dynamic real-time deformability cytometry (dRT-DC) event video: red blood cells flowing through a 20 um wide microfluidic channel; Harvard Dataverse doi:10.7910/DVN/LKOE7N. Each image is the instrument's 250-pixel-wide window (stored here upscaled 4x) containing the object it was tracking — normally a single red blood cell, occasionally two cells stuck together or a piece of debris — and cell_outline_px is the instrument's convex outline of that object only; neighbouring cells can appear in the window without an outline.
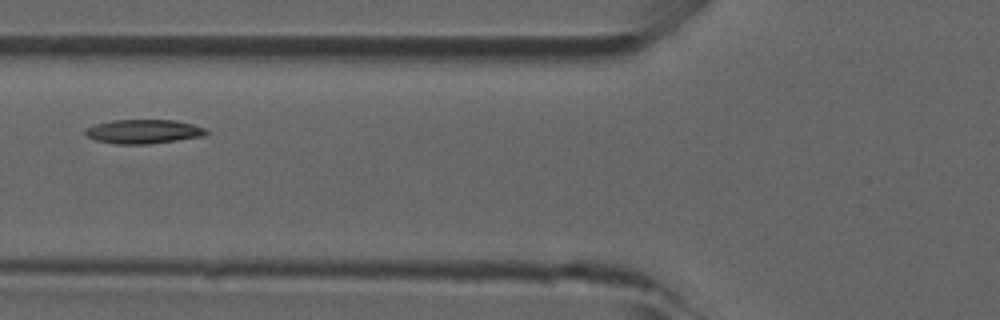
{"species": "common noctule bat (a hibernating species)", "species_latin": "Nyctalus noctula", "temperature_condition": "room temperature", "stored_images_in_passage": 43, "camera_frame_rate_fps": 3000, "um_per_image_px": 0.085, "animal": {"sex": "male", "forearm_length_mm": 52.5}, "frame": {"image": 1, "passage_image": 13, "time_ms": 4.0, "image_size_px": [1000, 320], "cell_outline_px": [[208, 132], [204, 136], [148, 144], [112, 144], [96, 140], [88, 136], [84, 132], [84, 128], [96, 124], [112, 120], [176, 120], [192, 124], [204, 128]], "centroid_in_image_um": [12.16, 11.18], "position_along_channel_um": 113.6, "area_um2": 16.94}}